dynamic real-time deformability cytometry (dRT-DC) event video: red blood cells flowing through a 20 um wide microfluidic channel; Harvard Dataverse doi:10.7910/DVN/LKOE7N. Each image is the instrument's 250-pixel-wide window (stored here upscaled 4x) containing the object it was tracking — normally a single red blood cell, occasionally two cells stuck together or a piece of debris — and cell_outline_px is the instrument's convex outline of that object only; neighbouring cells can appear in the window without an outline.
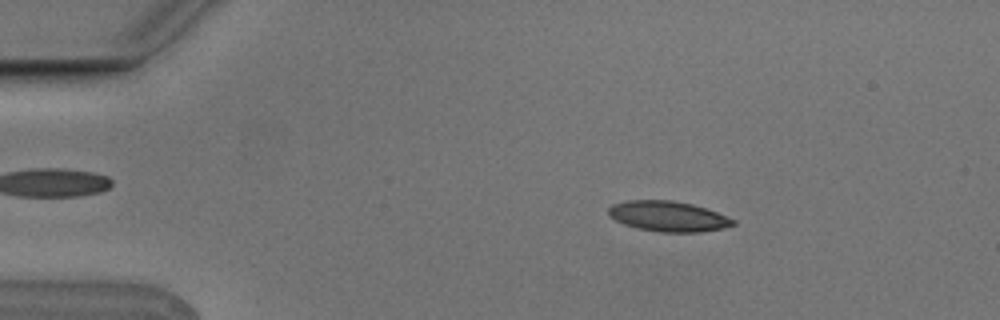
{"species": "Egyptian fruit bat (a non-hibernating species)", "species_latin": "Rousettus aegyptiacus", "temperature_condition": "cold", "stored_images_in_passage": 5, "camera_frame_rate_fps": 3000, "um_per_image_px": 0.085, "animal": {"sex": "male"}, "frame": {"image": 1, "passage_image": 3, "time_ms": 0.667, "image_size_px": [1000, 320], "cell_outline_px": [[736, 224], [724, 228], [700, 232], [660, 232], [636, 228], [624, 224], [608, 216], [608, 208], [612, 204], [628, 200], [672, 200], [692, 204], [716, 212], [736, 220]], "centroid_in_image_um": [56.78, 18.39], "position_along_channel_um": 28.2, "area_um2": 22.08}}